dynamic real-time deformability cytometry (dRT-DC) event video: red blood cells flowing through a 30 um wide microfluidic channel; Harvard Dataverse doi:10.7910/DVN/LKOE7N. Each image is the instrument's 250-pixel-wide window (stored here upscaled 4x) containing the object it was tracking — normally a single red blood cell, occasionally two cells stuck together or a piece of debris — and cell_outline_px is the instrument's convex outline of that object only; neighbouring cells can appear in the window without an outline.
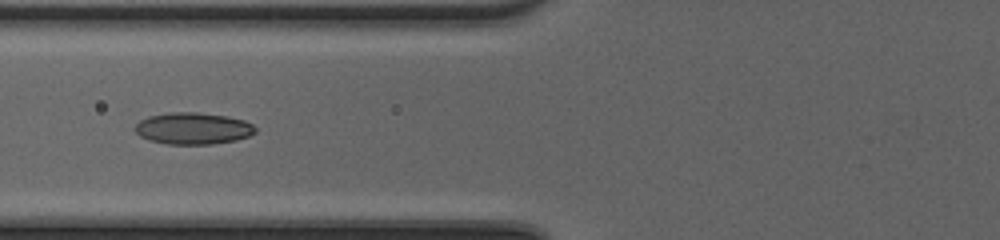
{"species": "common noctule bat (a hibernating species)", "species_latin": "Nyctalus noctula", "temperature_condition": "cold", "stored_images_in_passage": 28, "camera_frame_rate_fps": 3000, "um_per_image_px": 0.085, "animal": {"sex": "female", "body_mass_g": 20.0, "forearm_length_mm": 54.0}, "frame": {"image": 1, "passage_image": 4, "time_ms": 1.0, "image_size_px": [1000, 240], "cell_outline_px": [[256, 132], [248, 136], [236, 140], [212, 144], [168, 144], [148, 140], [140, 136], [132, 128], [140, 120], [148, 116], [168, 112], [196, 112], [228, 116], [244, 120], [252, 124], [256, 128]], "centroid_in_image_um": [16.38, 10.91], "position_along_channel_um": 109.4, "area_um2": 22.43}}
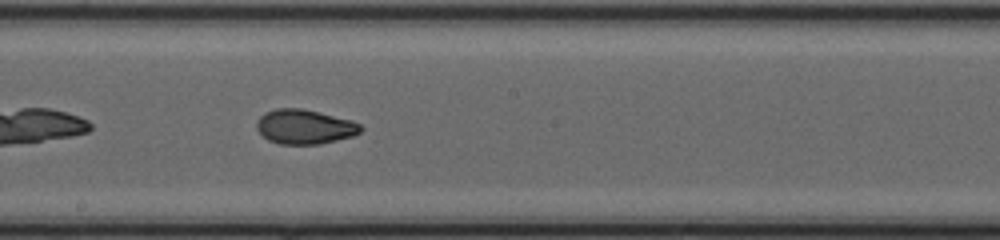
{"frame": {"image": 2, "passage_image": 12, "time_ms": 3.667, "image_size_px": [1000, 240], "cell_outline_px": [[364, 128], [360, 132], [352, 136], [320, 144], [280, 144], [268, 140], [256, 128], [256, 120], [264, 112], [276, 108], [300, 108], [352, 120], [360, 124]], "centroid_in_image_um": [25.88, 10.77], "position_along_channel_um": 222.3, "area_um2": 20.92}}
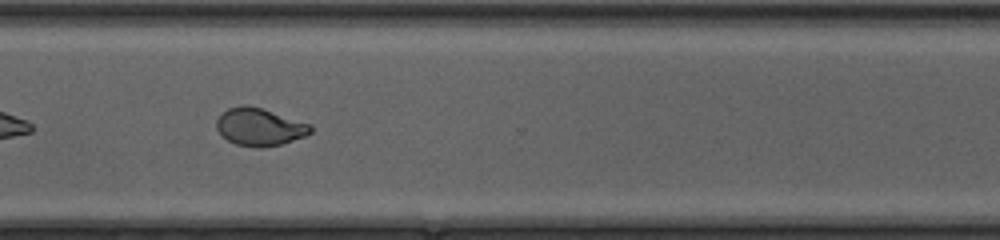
{"frame": {"image": 3, "passage_image": 21, "time_ms": 6.667, "image_size_px": [1000, 240], "cell_outline_px": [[312, 132], [304, 136], [280, 144], [260, 148], [256, 148], [236, 144], [228, 140], [216, 128], [216, 120], [228, 108], [240, 104], [248, 104], [312, 124]], "centroid_in_image_um": [22.06, 10.78], "position_along_channel_um": 348.5, "area_um2": 20.52}, "authors_computed_cell_mechanics": {"area_um2": 20.9525, "velocity_mm_per_s": 4.2242, "shape_relaxation_time_tau1_ms": 9.9502, "shape_relaxation_time_tau2_ms": 1.0544, "deformation_change_tau1": 0.2433, "deformation_change_tau2": 0.0551}}